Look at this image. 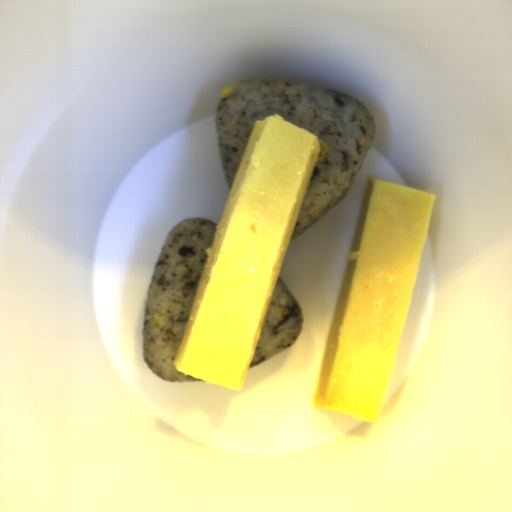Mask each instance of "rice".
I'll list each match as a JSON object with an SVG mask.
<instances>
[{"mask_svg":"<svg viewBox=\"0 0 512 512\" xmlns=\"http://www.w3.org/2000/svg\"><path fill=\"white\" fill-rule=\"evenodd\" d=\"M280 115L327 147L314 165L291 235L298 237L336 208L352 187L377 134L376 117L345 92L286 79H244L216 114V134L231 191L255 121Z\"/></svg>","mask_w":512,"mask_h":512,"instance_id":"obj_1","label":"rice"},{"mask_svg":"<svg viewBox=\"0 0 512 512\" xmlns=\"http://www.w3.org/2000/svg\"><path fill=\"white\" fill-rule=\"evenodd\" d=\"M216 222L184 218L166 234L154 262L143 308V359L164 381L200 380L175 368V358Z\"/></svg>","mask_w":512,"mask_h":512,"instance_id":"obj_2","label":"rice"},{"mask_svg":"<svg viewBox=\"0 0 512 512\" xmlns=\"http://www.w3.org/2000/svg\"><path fill=\"white\" fill-rule=\"evenodd\" d=\"M303 326L304 315L301 308L279 276L250 368L265 363L295 343Z\"/></svg>","mask_w":512,"mask_h":512,"instance_id":"obj_3","label":"rice"}]
</instances>
